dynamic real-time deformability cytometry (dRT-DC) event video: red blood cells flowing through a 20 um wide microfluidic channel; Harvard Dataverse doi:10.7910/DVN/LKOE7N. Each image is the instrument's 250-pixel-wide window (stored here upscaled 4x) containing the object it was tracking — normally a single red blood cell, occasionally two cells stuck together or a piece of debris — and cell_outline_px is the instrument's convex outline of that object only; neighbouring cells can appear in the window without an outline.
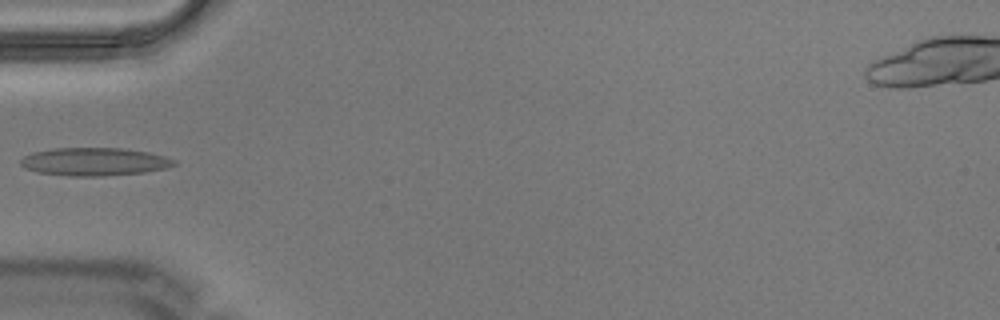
{"species": "Egyptian fruit bat (a non-hibernating species)", "species_latin": "Rousettus aegyptiacus", "temperature_condition": "warm", "stored_images_in_passage": 5, "camera_frame_rate_fps": 3000, "um_per_image_px": 0.085, "animal": {"sex": "male"}, "frame": {"image": 1, "passage_image": 4, "time_ms": 1.0, "image_size_px": [1000, 320], "cell_outline_px": [[176, 164], [168, 168], [144, 172], [104, 176], [68, 176], [36, 172], [24, 168], [20, 164], [20, 160], [24, 156], [32, 152], [56, 148], [120, 148], [148, 152], [164, 156], [176, 160]], "centroid_in_image_um": [8.01, 13.75], "position_along_channel_um": 77.0, "area_um2": 25.14}}